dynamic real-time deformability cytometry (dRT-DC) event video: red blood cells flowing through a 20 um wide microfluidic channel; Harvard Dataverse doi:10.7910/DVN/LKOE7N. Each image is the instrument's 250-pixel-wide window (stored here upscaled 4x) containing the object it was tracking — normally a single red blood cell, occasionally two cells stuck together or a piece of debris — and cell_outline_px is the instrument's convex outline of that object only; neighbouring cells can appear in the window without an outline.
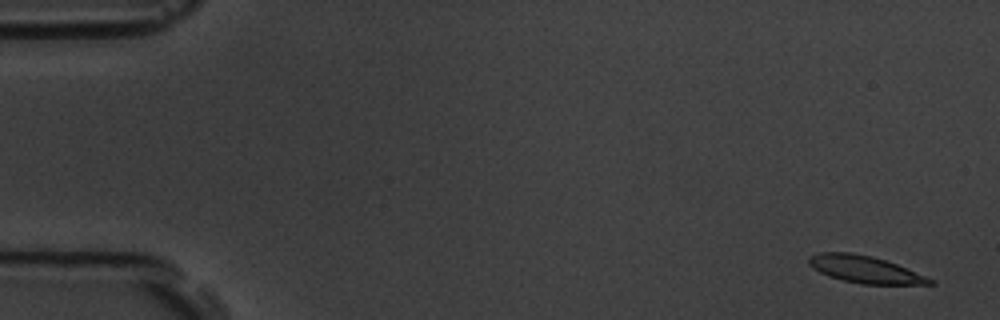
{"species": "common noctule bat (a hibernating species)", "species_latin": "Nyctalus noctula", "temperature_condition": "room temperature", "stored_images_in_passage": 8, "camera_frame_rate_fps": 3000, "um_per_image_px": 0.085, "animal": {"sex": "male", "body_mass_g": 19.5, "forearm_length_mm": 54.6}, "frame": {"image": 1, "passage_image": 1, "time_ms": 0.0, "image_size_px": [1000, 320], "cell_outline_px": [[936, 284], [860, 284], [828, 276], [812, 268], [808, 264], [808, 260], [812, 256], [820, 252], [852, 252], [872, 256], [896, 264], [936, 280]], "centroid_in_image_um": [73.52, 22.9], "position_along_channel_um": 11.5, "area_um2": 19.02}}
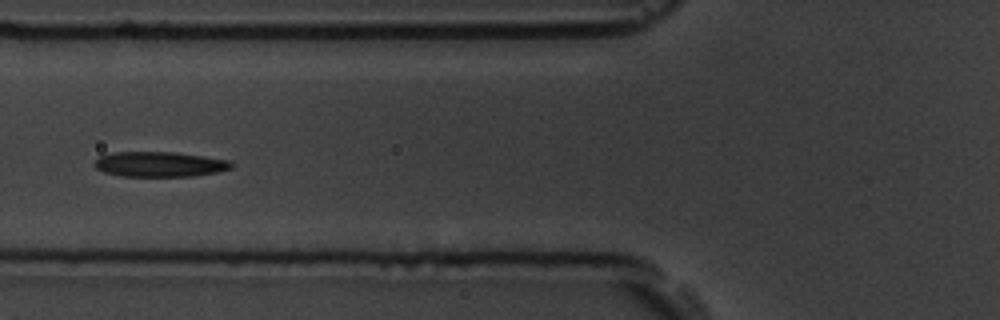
{"frame": {"image": 2, "passage_image": 7, "time_ms": 6.667, "image_size_px": [1000, 320], "cell_outline_px": [[232, 168], [216, 172], [192, 176], [120, 176], [104, 172], [96, 168], [92, 164], [100, 156], [116, 152], [176, 152], [232, 160]], "centroid_in_image_um": [13.58, 13.96], "position_along_channel_um": 112.2, "area_um2": 20.06}}
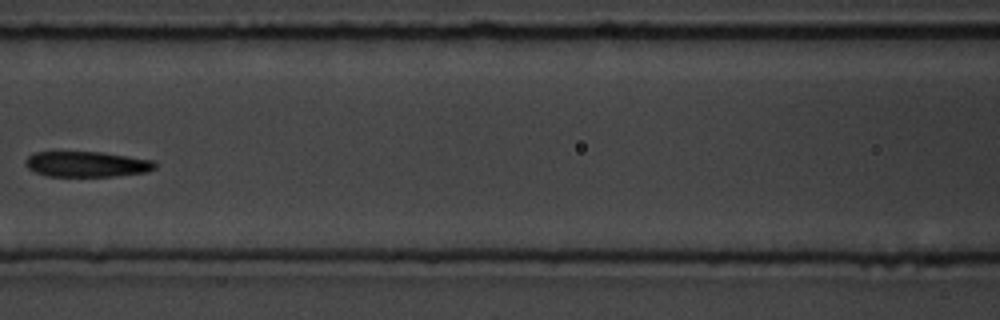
{"frame": {"image": 3, "passage_image": 8, "time_ms": 8.0, "image_size_px": [1000, 320], "cell_outline_px": [[156, 168], [148, 172], [116, 176], [48, 176], [36, 172], [28, 168], [24, 164], [24, 160], [28, 156], [36, 152], [100, 152], [128, 156], [152, 160], [156, 164]], "centroid_in_image_um": [7.38, 13.95], "position_along_channel_um": 159.2, "area_um2": 19.25}}